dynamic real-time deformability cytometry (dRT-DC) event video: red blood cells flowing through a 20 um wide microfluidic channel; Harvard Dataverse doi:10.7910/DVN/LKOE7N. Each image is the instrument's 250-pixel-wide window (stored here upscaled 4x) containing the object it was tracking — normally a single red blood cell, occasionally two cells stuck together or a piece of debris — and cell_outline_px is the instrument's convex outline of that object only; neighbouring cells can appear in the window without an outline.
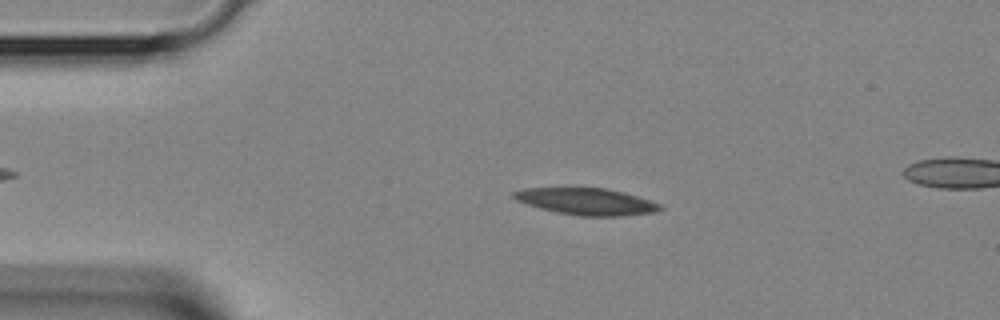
{"species": "Egyptian fruit bat (a non-hibernating species)", "species_latin": "Rousettus aegyptiacus", "temperature_condition": "room temperature", "stored_images_in_passage": 39, "camera_frame_rate_fps": 3000, "um_per_image_px": 0.085, "animal": {"sex": "female"}, "frame": {"image": 1, "passage_image": 7, "time_ms": 2.0, "image_size_px": [1000, 320], "cell_outline_px": [[664, 208], [656, 212], [624, 216], [580, 216], [540, 208], [516, 200], [512, 196], [512, 192], [524, 188], [608, 188], [624, 192], [660, 204]], "centroid_in_image_um": [49.87, 17.13], "position_along_channel_um": 35.1, "area_um2": 22.66}}
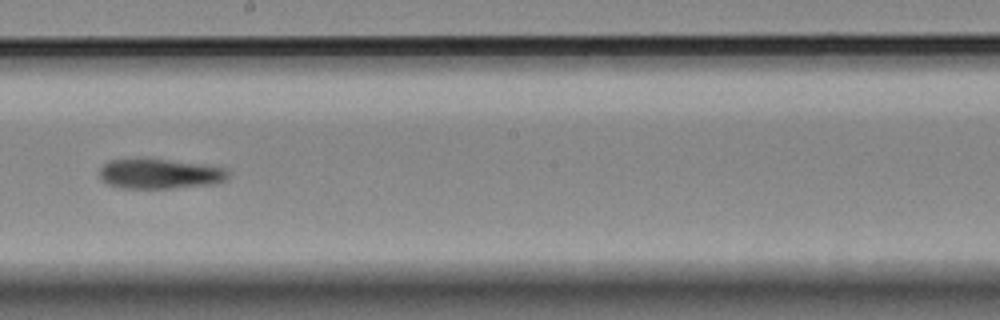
{"frame": {"image": 2, "passage_image": 21, "time_ms": 6.667, "image_size_px": [1000, 320], "cell_outline_px": [[228, 176], [224, 180], [216, 184], [172, 188], [120, 188], [104, 184], [100, 180], [100, 168], [108, 160], [168, 160], [204, 164], [228, 168]], "centroid_in_image_um": [13.58, 14.79], "position_along_channel_um": 234.6, "area_um2": 22.43}}
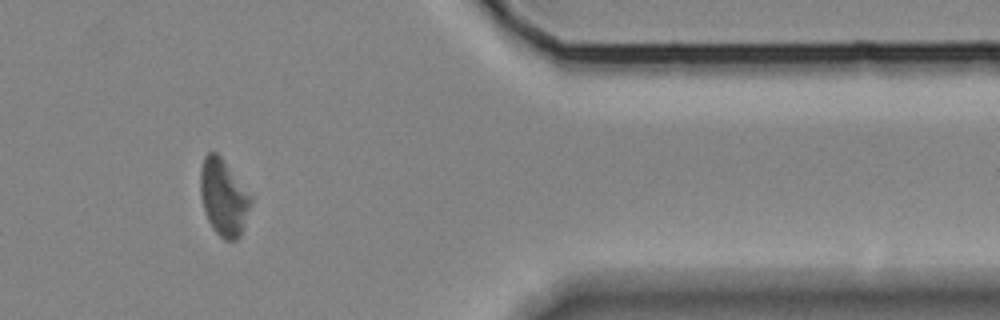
{"frame": {"image": 3, "passage_image": 32, "time_ms": 10.333, "image_size_px": [1000, 320], "cell_outline_px": [[256, 196], [240, 236], [236, 240], [224, 240], [212, 228], [208, 220], [204, 208], [200, 192], [200, 168], [204, 156], [208, 152], [216, 152], [220, 156]], "centroid_in_image_um": [19.07, 16.76], "position_along_channel_um": 392.3, "area_um2": 23.24}}